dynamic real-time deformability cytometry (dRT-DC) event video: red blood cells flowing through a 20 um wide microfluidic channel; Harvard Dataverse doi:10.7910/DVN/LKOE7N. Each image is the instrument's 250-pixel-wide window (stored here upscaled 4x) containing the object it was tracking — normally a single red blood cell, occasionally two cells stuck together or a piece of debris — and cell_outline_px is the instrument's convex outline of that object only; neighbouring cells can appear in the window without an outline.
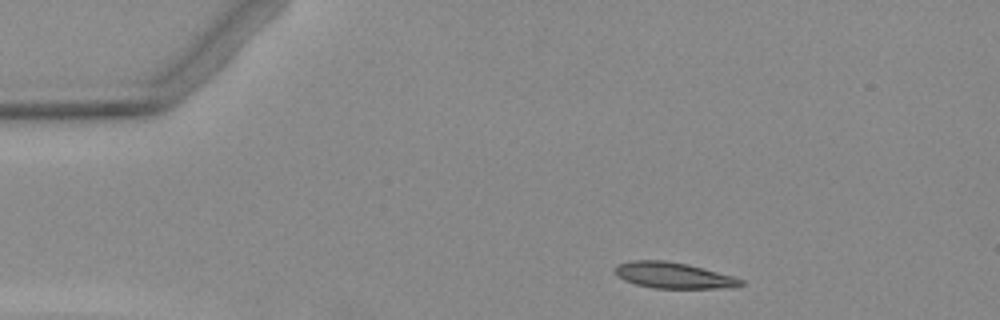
{"species": "Egyptian fruit bat (a non-hibernating species)", "species_latin": "Rousettus aegyptiacus", "temperature_condition": "warm", "stored_images_in_passage": 4, "segment_of_instrument_passage": [1, 2], "camera_frame_rate_fps": 3000, "um_per_image_px": 0.085, "animal": {"sex": "female"}, "frame": {"image": 1, "passage_image": 1, "time_ms": 0.0, "image_size_px": [1000, 320], "cell_outline_px": [[744, 284], [732, 288], [656, 288], [636, 284], [624, 280], [612, 268], [616, 264], [632, 260], [668, 260], [688, 264], [704, 268], [732, 276], [744, 280]], "centroid_in_image_um": [57.25, 23.39], "position_along_channel_um": 27.8, "area_um2": 19.13}}